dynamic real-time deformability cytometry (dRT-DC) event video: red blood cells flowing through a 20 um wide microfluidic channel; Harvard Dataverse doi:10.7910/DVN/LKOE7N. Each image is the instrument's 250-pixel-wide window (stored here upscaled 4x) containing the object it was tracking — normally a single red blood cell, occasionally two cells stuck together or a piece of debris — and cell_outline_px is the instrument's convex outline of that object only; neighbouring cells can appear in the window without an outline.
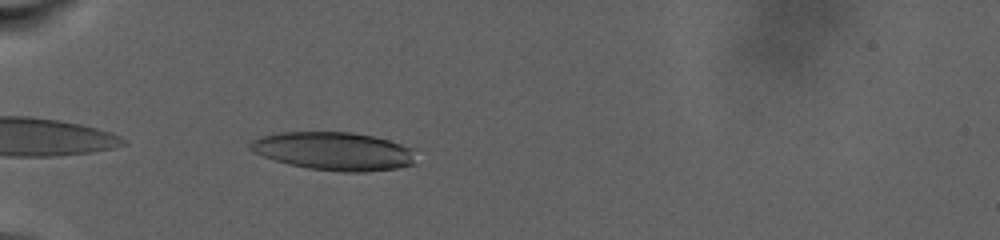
{"species": "human", "species_latin": "Homo sapiens", "temperature_condition": "warm", "stored_images_in_passage": 54, "camera_frame_rate_fps": 3000, "um_per_image_px": 0.085, "donor": {"sex": "male"}, "frame": {"image": 1, "passage_image": 4, "time_ms": 1.0, "image_size_px": [1000, 240], "cell_outline_px": [[416, 164], [396, 168], [364, 172], [344, 172], [308, 168], [288, 164], [252, 152], [248, 148], [248, 144], [252, 140], [260, 136], [272, 132], [352, 132], [372, 136], [388, 140], [412, 148]], "centroid_in_image_um": [28.34, 12.84], "position_along_channel_um": 56.7, "area_um2": 36.99}}
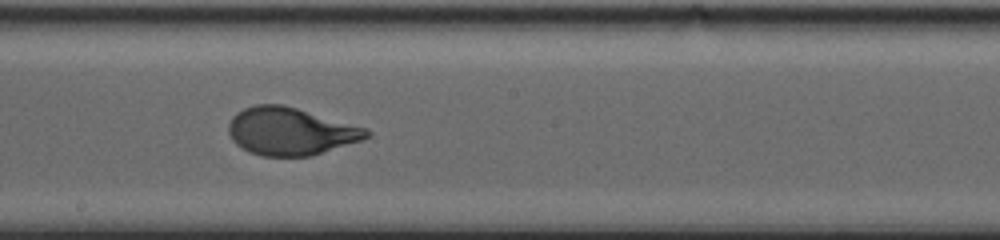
{"frame": {"image": 2, "passage_image": 28, "time_ms": 9.0, "image_size_px": [1000, 240], "cell_outline_px": [[372, 136], [364, 140], [312, 156], [260, 156], [248, 152], [236, 144], [232, 140], [228, 132], [228, 124], [232, 116], [236, 112], [244, 108], [256, 104], [284, 104], [368, 128], [372, 132]], "centroid_in_image_um": [24.72, 11.16], "position_along_channel_um": 223.5, "area_um2": 38.9}}
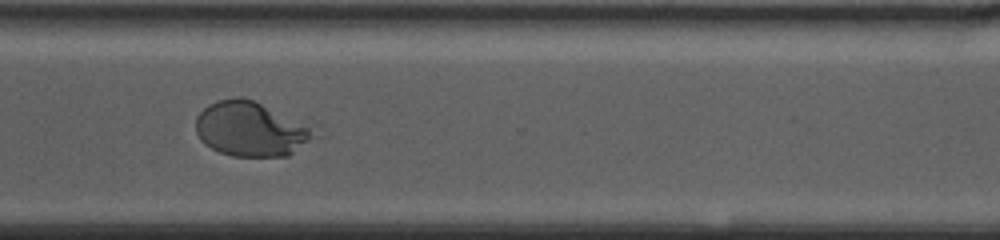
{"frame": {"image": 3, "passage_image": 44, "time_ms": 14.333, "image_size_px": [1000, 240], "cell_outline_px": [[324, 136], [288, 156], [232, 156], [220, 152], [204, 144], [200, 140], [196, 132], [196, 116], [208, 104], [216, 100], [236, 96], [240, 96], [252, 100]], "centroid_in_image_um": [21.29, 11.0], "position_along_channel_um": 349.3, "area_um2": 37.34}, "authors_computed_cell_mechanics": {"area_um2": 37.6856, "velocity_mm_per_s": 2.3585, "shape_relaxation_time_tau1_ms": 8.5104, "shape_relaxation_time_tau2_ms": null, "deformation_change_tau1": 0.2816, "deformation_change_tau2": null}}